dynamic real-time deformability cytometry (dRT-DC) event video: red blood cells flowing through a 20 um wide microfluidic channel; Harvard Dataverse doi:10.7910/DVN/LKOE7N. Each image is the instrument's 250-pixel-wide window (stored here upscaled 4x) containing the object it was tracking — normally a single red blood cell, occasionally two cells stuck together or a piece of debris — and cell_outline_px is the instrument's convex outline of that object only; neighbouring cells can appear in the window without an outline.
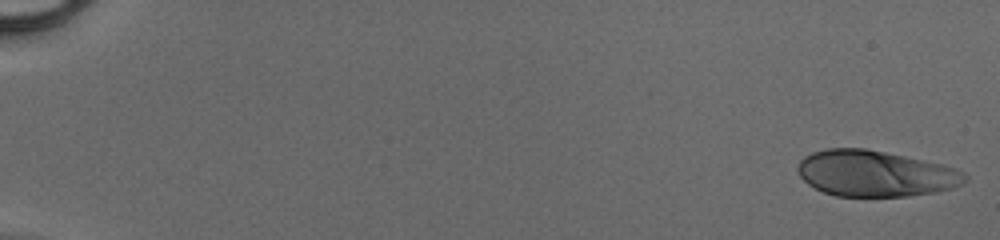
{"species": "human", "species_latin": "Homo sapiens", "temperature_condition": "cold", "stored_images_in_passage": 48, "camera_frame_rate_fps": 3000, "um_per_image_px": 0.085, "donor": {"sex": "male"}, "frame": {"image": 1, "passage_image": 1, "time_ms": 0.0, "image_size_px": [1000, 240], "cell_outline_px": [[968, 180], [952, 188], [936, 192], [908, 196], [836, 196], [824, 192], [808, 184], [800, 176], [796, 168], [800, 160], [804, 156], [812, 152], [828, 148], [864, 148], [904, 156], [940, 164], [956, 168], [964, 172], [968, 176]], "centroid_in_image_um": [74.39, 14.75], "position_along_channel_um": 10.6, "area_um2": 44.74}}
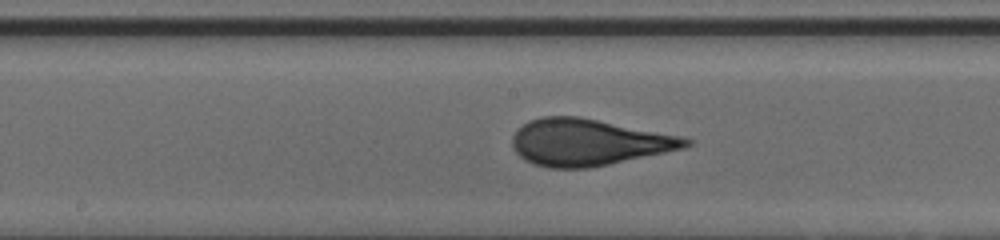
{"frame": {"image": 2, "passage_image": 27, "time_ms": 8.667, "image_size_px": [1000, 240], "cell_outline_px": [[696, 140], [692, 144], [684, 148], [608, 164], [588, 168], [548, 168], [532, 164], [524, 160], [512, 148], [512, 136], [528, 120], [540, 116], [580, 116], [680, 136]], "centroid_in_image_um": [49.99, 12.09], "position_along_channel_um": 198.2, "area_um2": 47.11}}
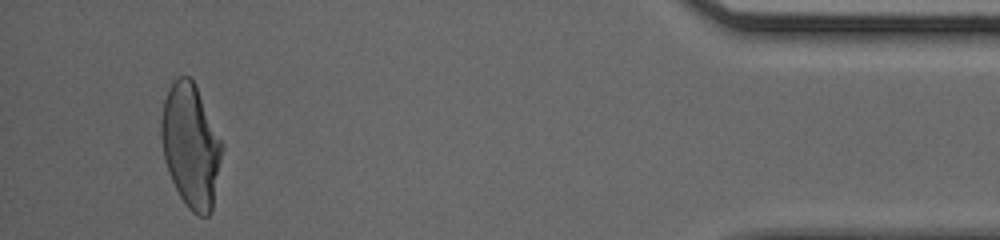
{"frame": {"image": 3, "passage_image": 46, "time_ms": 15.0, "image_size_px": [1000, 240], "cell_outline_px": [[224, 148], [212, 212], [208, 216], [200, 216], [192, 212], [188, 208], [180, 196], [168, 172], [164, 160], [160, 136], [160, 120], [164, 100], [168, 88], [180, 76], [188, 76], [192, 80], [196, 88]], "centroid_in_image_um": [16.2, 12.45], "position_along_channel_um": 419.0, "area_um2": 43.47}}